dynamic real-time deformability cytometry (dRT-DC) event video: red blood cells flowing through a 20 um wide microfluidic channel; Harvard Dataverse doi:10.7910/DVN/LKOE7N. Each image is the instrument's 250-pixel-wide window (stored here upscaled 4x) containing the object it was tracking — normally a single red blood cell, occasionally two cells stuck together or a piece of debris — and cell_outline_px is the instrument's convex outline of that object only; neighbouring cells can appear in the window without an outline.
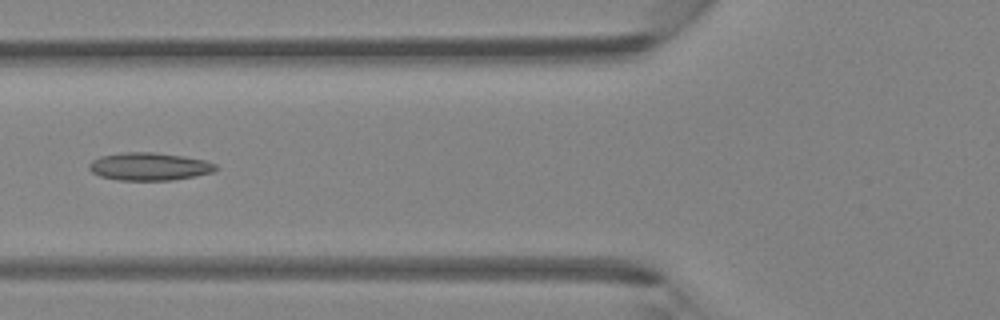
{"species": "Egyptian fruit bat (a non-hibernating species)", "species_latin": "Rousettus aegyptiacus", "temperature_condition": "room temperature", "stored_images_in_passage": 45, "camera_frame_rate_fps": 3000, "um_per_image_px": 0.085, "animal": {"sex": "female"}, "frame": {"image": 1, "passage_image": 17, "time_ms": 5.333, "image_size_px": [1000, 320], "cell_outline_px": [[220, 168], [216, 172], [172, 180], [120, 180], [100, 176], [92, 172], [88, 168], [88, 164], [92, 160], [100, 156], [124, 152], [152, 152], [184, 156], [204, 160], [216, 164]], "centroid_in_image_um": [12.72, 14.15], "position_along_channel_um": 113.1, "area_um2": 20.63}}
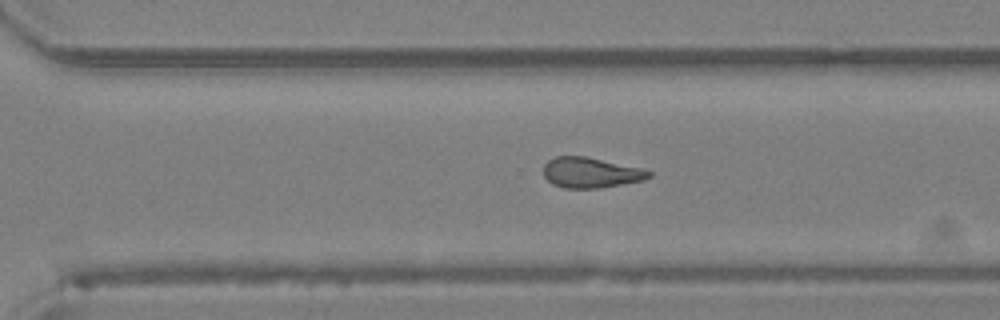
{"frame": {"image": 2, "passage_image": 31, "time_ms": 10.0, "image_size_px": [1000, 320], "cell_outline_px": [[652, 176], [644, 180], [600, 188], [564, 188], [552, 184], [544, 176], [544, 164], [548, 160], [556, 156], [584, 156], [640, 168], [652, 172]], "centroid_in_image_um": [50.19, 14.68], "position_along_channel_um": 320.4, "area_um2": 18.55}}
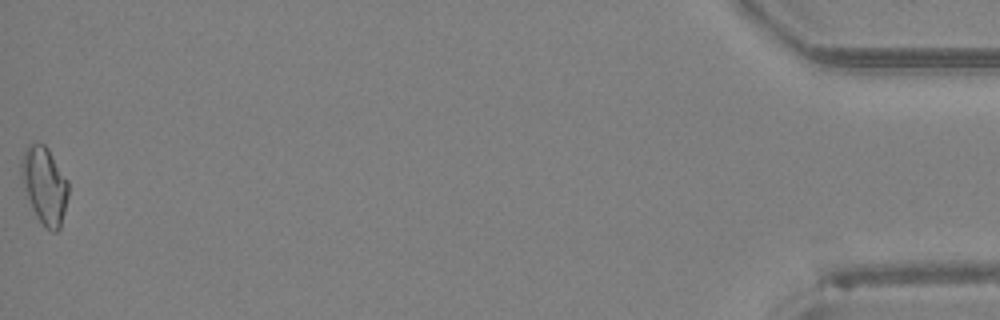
{"frame": {"image": 3, "passage_image": 45, "time_ms": 14.667, "image_size_px": [1000, 320], "cell_outline_px": [[68, 196], [60, 228], [56, 232], [52, 232], [44, 228], [36, 216], [32, 208], [20, 176], [20, 160], [28, 144], [36, 140], [44, 144], [48, 148], [68, 180]], "centroid_in_image_um": [3.77, 15.73], "position_along_channel_um": 431.4, "area_um2": 21.39}}